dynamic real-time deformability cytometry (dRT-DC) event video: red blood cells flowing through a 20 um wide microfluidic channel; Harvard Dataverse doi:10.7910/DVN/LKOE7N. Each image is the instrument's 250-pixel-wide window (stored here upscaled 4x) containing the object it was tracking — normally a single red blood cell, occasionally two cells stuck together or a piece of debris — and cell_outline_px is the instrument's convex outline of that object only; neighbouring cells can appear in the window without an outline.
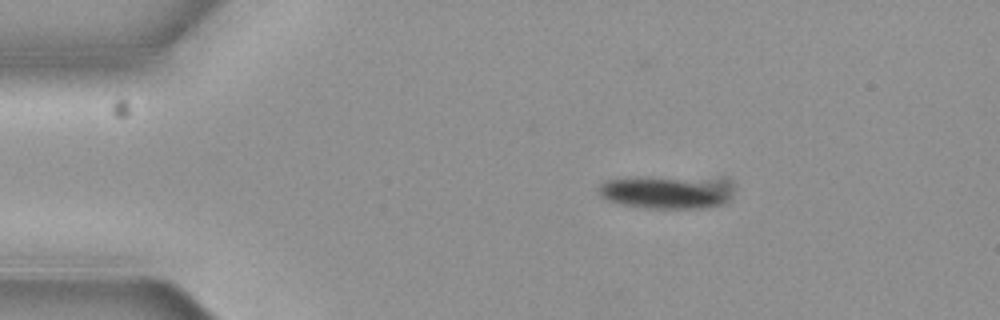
{"species": "common noctule bat (a hibernating species)", "species_latin": "Nyctalus noctula", "temperature_condition": "cold", "stored_images_in_passage": 5, "camera_frame_rate_fps": 3000, "um_per_image_px": 0.085, "animal": {"sex": "female", "body_mass_g": 19.3, "forearm_length_mm": 54.1}, "frame": {"image": 1, "passage_image": 1, "time_ms": 0.0, "image_size_px": [1000, 320], "cell_outline_px": [[732, 196], [724, 204], [708, 208], [640, 208], [620, 204], [604, 200], [600, 196], [600, 184], [604, 180], [720, 176], [728, 176], [732, 180]], "centroid_in_image_um": [56.84, 16.33], "position_along_channel_um": 28.2, "area_um2": 26.65}}